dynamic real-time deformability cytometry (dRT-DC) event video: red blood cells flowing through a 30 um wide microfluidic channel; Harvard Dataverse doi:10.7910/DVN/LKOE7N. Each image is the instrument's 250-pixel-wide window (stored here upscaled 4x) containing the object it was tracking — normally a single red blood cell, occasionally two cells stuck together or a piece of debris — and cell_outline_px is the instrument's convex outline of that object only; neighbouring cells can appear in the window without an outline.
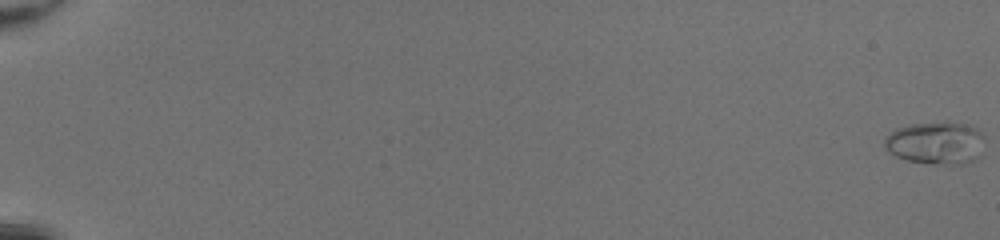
{"species": "common noctule bat (a hibernating species)", "species_latin": "Nyctalus noctula", "temperature_condition": "room temperature", "stored_images_in_passage": 7, "camera_frame_rate_fps": 3000, "um_per_image_px": 0.085, "animal": {"sex": "female", "body_mass_g": 20.0, "forearm_length_mm": 54.0}, "frame": {"image": 1, "passage_image": 1, "time_ms": 0.0, "image_size_px": [1000, 240], "cell_outline_px": [[984, 140], [976, 156], [972, 160], [964, 164], [928, 164], [908, 160], [896, 156], [888, 152], [884, 148], [884, 140], [896, 128], [908, 124], [964, 124], [976, 128], [984, 136]], "centroid_in_image_um": [79.49, 12.18], "position_along_channel_um": 5.5, "area_um2": 24.22}}